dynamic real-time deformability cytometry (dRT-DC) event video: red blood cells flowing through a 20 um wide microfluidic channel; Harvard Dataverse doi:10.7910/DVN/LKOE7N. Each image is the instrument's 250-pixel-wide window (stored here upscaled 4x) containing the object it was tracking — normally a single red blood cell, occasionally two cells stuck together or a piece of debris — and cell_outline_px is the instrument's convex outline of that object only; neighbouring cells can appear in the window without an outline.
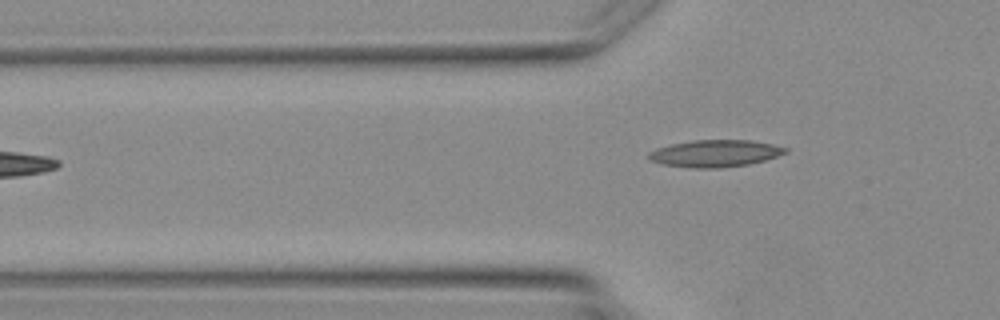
{"species": "Egyptian fruit bat (a non-hibernating species)", "species_latin": "Rousettus aegyptiacus", "temperature_condition": "warm", "stored_images_in_passage": 5, "camera_frame_rate_fps": 3000, "um_per_image_px": 0.085, "animal": {"sex": "female"}, "frame": {"image": 1, "passage_image": 5, "time_ms": 4.667, "image_size_px": [1000, 320], "cell_outline_px": [[788, 152], [764, 160], [748, 164], [720, 168], [688, 168], [664, 164], [648, 160], [648, 152], [656, 148], [672, 144], [692, 140], [752, 140], [772, 144], [788, 148]], "centroid_in_image_um": [60.76, 13.04], "position_along_channel_um": 65.0, "area_um2": 21.56}}